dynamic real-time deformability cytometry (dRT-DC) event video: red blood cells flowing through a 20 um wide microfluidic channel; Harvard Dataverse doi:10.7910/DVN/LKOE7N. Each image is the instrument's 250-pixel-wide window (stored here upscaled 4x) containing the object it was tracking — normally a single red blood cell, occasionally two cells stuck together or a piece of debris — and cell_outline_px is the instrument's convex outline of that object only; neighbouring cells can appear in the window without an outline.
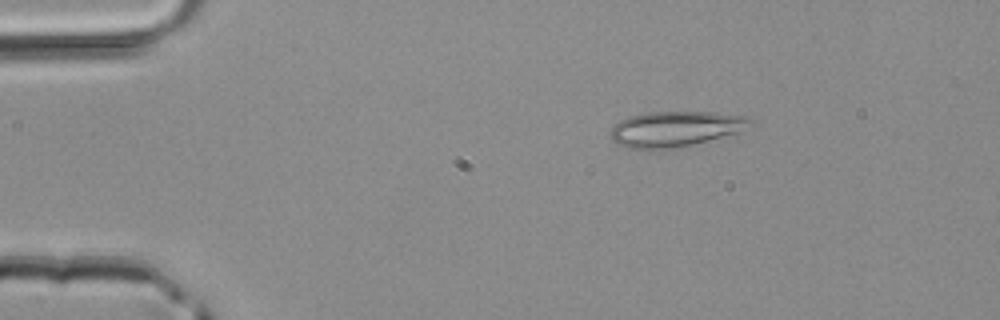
{"species": "common noctule bat (a hibernating species)", "species_latin": "Nyctalus noctula", "temperature_condition": "room temperature", "stored_images_in_passage": 2, "camera_frame_rate_fps": 3000, "um_per_image_px": 0.085, "animal": {"sex": "male", "body_mass_g": 20.4}, "frame": {"image": 1, "passage_image": 1, "time_ms": 0.0, "image_size_px": [1000, 320], "cell_outline_px": [[756, 124], [740, 132], [676, 148], [656, 152], [648, 152], [628, 148], [616, 144], [612, 140], [612, 128], [620, 120], [628, 116], [648, 112], [716, 112], [744, 116], [752, 120]], "centroid_in_image_um": [57.39, 10.99], "position_along_channel_um": 27.6, "area_um2": 29.54}}